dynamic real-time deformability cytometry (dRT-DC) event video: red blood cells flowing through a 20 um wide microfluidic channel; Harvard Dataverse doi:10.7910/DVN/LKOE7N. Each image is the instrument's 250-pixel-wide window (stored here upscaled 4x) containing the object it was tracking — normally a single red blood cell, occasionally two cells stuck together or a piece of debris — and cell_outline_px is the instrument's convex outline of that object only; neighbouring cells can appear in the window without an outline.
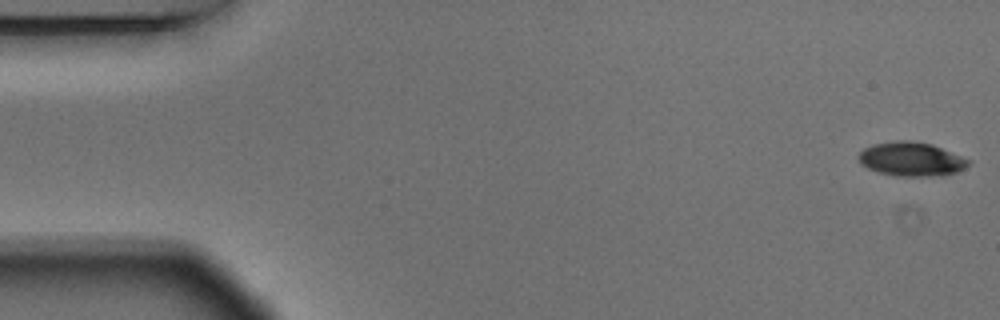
{"species": "Egyptian fruit bat (a non-hibernating species)", "species_latin": "Rousettus aegyptiacus", "temperature_condition": "warm", "stored_images_in_passage": 54, "camera_frame_rate_fps": 3000, "um_per_image_px": 0.085, "animal": {"sex": "male"}, "frame": {"image": 1, "passage_image": 1, "time_ms": 0.0, "image_size_px": [1000, 320], "cell_outline_px": [[972, 160], [964, 168], [956, 172], [944, 176], [900, 176], [880, 172], [868, 168], [860, 164], [856, 156], [864, 148], [872, 144], [896, 140], [912, 140], [932, 144]], "centroid_in_image_um": [77.45, 13.51], "position_along_channel_um": 7.5, "area_um2": 21.96}}
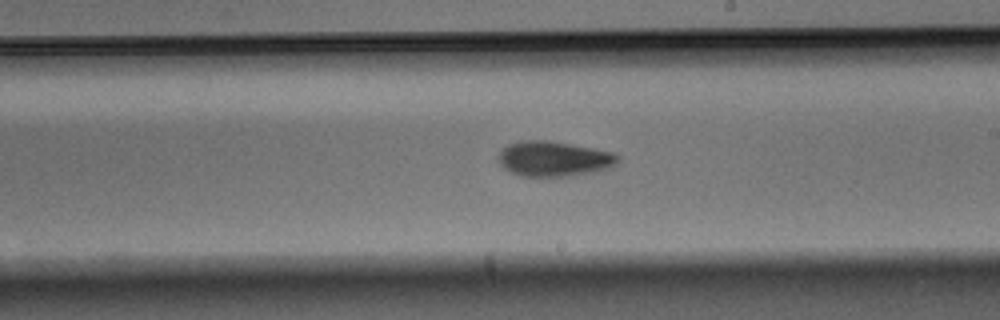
{"frame": {"image": 2, "passage_image": 31, "time_ms": 10.0, "image_size_px": [1000, 320], "cell_outline_px": [[620, 160], [612, 168], [596, 172], [572, 176], [520, 176], [504, 168], [496, 160], [496, 156], [508, 144], [524, 140], [548, 140], [592, 148], [612, 152], [620, 156]], "centroid_in_image_um": [47.1, 13.51], "position_along_channel_um": 241.9, "area_um2": 24.74}}
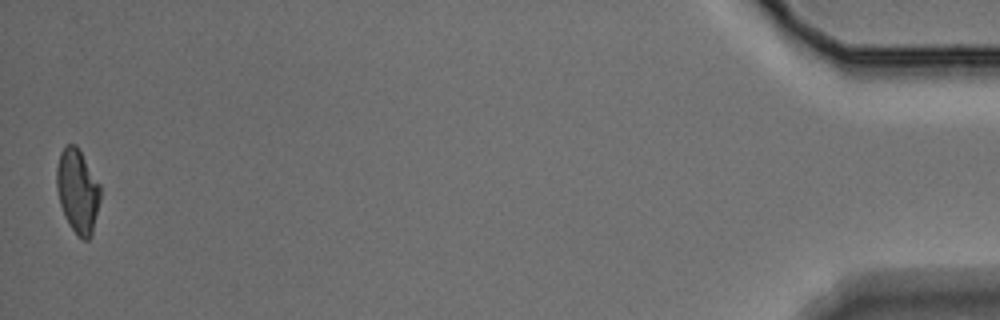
{"frame": {"image": 3, "passage_image": 54, "time_ms": 17.667, "image_size_px": [1000, 320], "cell_outline_px": [[100, 200], [92, 236], [88, 240], [84, 240], [68, 224], [64, 216], [60, 204], [56, 188], [56, 168], [60, 152], [68, 144], [76, 144], [100, 184]], "centroid_in_image_um": [6.59, 16.24], "position_along_channel_um": 428.6, "area_um2": 21.39}, "authors_computed_cell_mechanics": {"area_um2": 22.6576, "velocity_mm_per_s": 3.6759, "shape_relaxation_time_tau1_ms": 3.903, "shape_relaxation_time_tau2_ms": 7.5937, "deformation_change_tau1": 0.1432, "deformation_change_tau2": 0.1463}}